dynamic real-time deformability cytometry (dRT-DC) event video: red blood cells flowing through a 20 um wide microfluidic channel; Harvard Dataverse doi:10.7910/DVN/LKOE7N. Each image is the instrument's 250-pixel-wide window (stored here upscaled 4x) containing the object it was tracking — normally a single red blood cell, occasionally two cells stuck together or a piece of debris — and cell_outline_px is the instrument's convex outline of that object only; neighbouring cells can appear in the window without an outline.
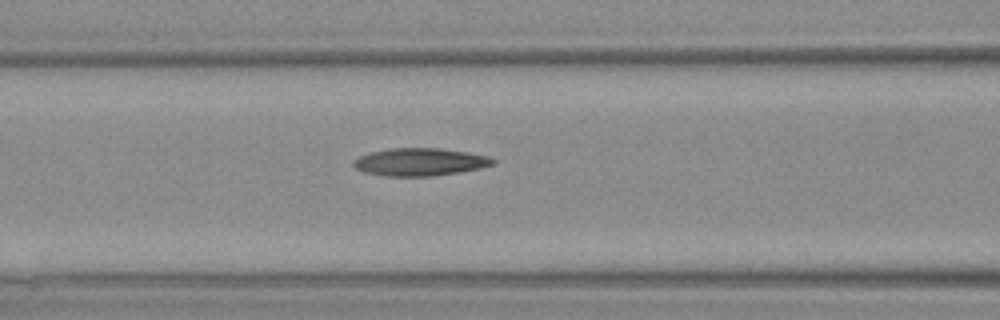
{"species": "Egyptian fruit bat (a non-hibernating species)", "species_latin": "Rousettus aegyptiacus", "temperature_condition": "warm", "stored_images_in_passage": 6, "camera_frame_rate_fps": 3000, "um_per_image_px": 0.085, "animal": {"sex": "female"}, "frame": {"image": 1, "passage_image": 3, "time_ms": 2.333, "image_size_px": [1000, 320], "cell_outline_px": [[496, 164], [480, 168], [432, 176], [384, 176], [364, 172], [356, 168], [352, 164], [352, 160], [360, 156], [372, 152], [388, 148], [440, 148], [468, 152], [488, 156], [496, 160]], "centroid_in_image_um": [35.69, 13.76], "position_along_channel_um": 130.9, "area_um2": 22.48}}